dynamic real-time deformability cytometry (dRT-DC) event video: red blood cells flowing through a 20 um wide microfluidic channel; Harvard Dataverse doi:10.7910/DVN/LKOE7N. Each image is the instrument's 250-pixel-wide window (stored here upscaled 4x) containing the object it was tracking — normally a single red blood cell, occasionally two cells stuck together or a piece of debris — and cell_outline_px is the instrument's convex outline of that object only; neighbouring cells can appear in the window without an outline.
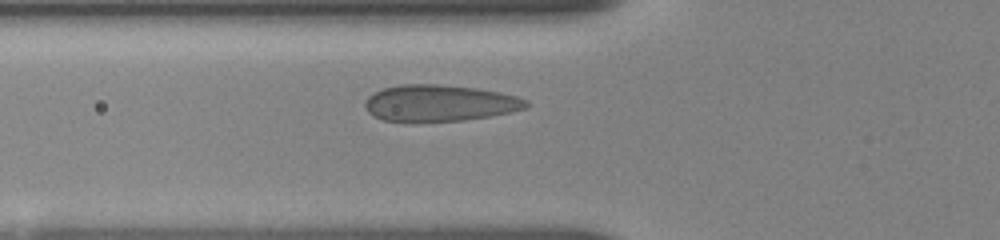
{"species": "human", "species_latin": "Homo sapiens", "temperature_condition": "room temperature", "stored_images_in_passage": 37, "camera_frame_rate_fps": 3000, "um_per_image_px": 0.085, "donor": {"sex": "female"}, "frame": {"image": 1, "passage_image": 2, "time_ms": 0.333, "image_size_px": [1000, 240], "cell_outline_px": [[528, 108], [488, 116], [464, 120], [412, 124], [384, 120], [372, 116], [368, 112], [364, 104], [364, 100], [368, 96], [384, 88], [400, 84], [436, 84], [476, 88], [500, 92], [516, 96], [528, 100]], "centroid_in_image_um": [37.31, 8.79], "position_along_channel_um": 88.5, "area_um2": 34.91}}
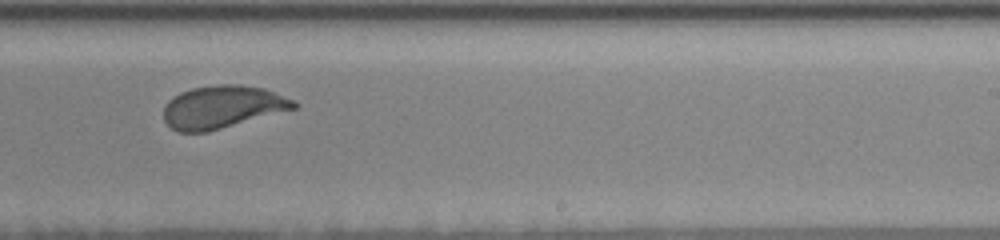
{"frame": {"image": 2, "passage_image": 17, "time_ms": 5.333, "image_size_px": [1000, 240], "cell_outline_px": [[300, 104], [296, 108], [208, 132], [180, 132], [172, 128], [164, 120], [164, 108], [168, 100], [180, 92], [192, 88], [216, 84], [244, 84], [264, 88], [292, 100]], "centroid_in_image_um": [18.89, 9.08], "position_along_channel_um": 270.1, "area_um2": 32.37}}
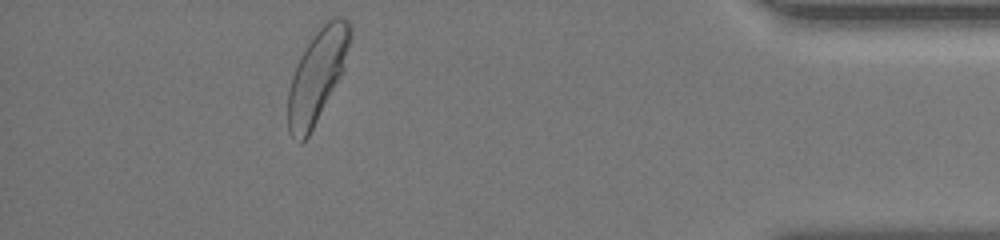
{"frame": {"image": 3, "passage_image": 32, "time_ms": 10.333, "image_size_px": [1000, 240], "cell_outline_px": [[352, 36], [344, 72], [308, 136], [300, 144], [288, 132], [288, 92], [292, 76], [300, 56], [316, 32], [332, 16], [340, 16], [348, 20], [352, 28]], "centroid_in_image_um": [26.99, 6.42], "position_along_channel_um": 408.2, "area_um2": 33.47}}